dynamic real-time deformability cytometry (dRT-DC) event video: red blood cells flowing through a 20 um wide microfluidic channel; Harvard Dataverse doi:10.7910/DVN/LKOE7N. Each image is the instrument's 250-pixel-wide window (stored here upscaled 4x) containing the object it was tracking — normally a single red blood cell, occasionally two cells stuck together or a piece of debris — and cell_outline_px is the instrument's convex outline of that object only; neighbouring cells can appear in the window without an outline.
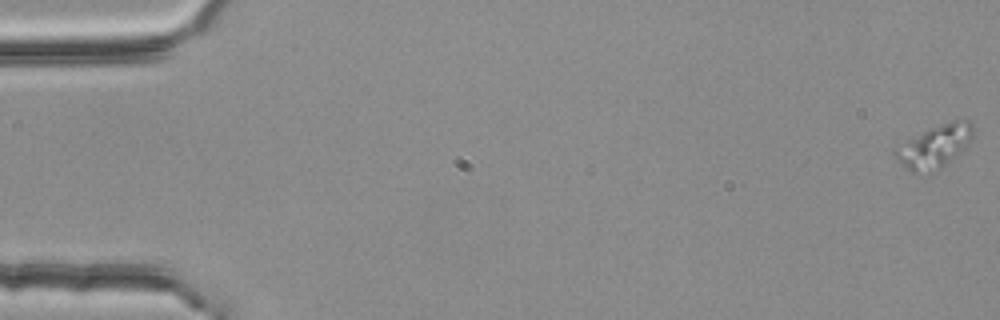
{"species": "common noctule bat (a hibernating species)", "species_latin": "Nyctalus noctula", "temperature_condition": "room temperature", "stored_images_in_passage": 57, "camera_frame_rate_fps": 3000, "um_per_image_px": 0.085, "animal": {"sex": "female", "body_mass_g": 25.1}, "frame": {"image": 1, "passage_image": 1, "time_ms": 0.0, "image_size_px": [1000, 320], "cell_outline_px": [[972, 136], [948, 160], [940, 164], [916, 172], [912, 172], [892, 152], [892, 148], [928, 128], [952, 120], [968, 120], [972, 124]], "centroid_in_image_um": [79.36, 12.33], "position_along_channel_um": 5.6, "area_um2": 17.74}}